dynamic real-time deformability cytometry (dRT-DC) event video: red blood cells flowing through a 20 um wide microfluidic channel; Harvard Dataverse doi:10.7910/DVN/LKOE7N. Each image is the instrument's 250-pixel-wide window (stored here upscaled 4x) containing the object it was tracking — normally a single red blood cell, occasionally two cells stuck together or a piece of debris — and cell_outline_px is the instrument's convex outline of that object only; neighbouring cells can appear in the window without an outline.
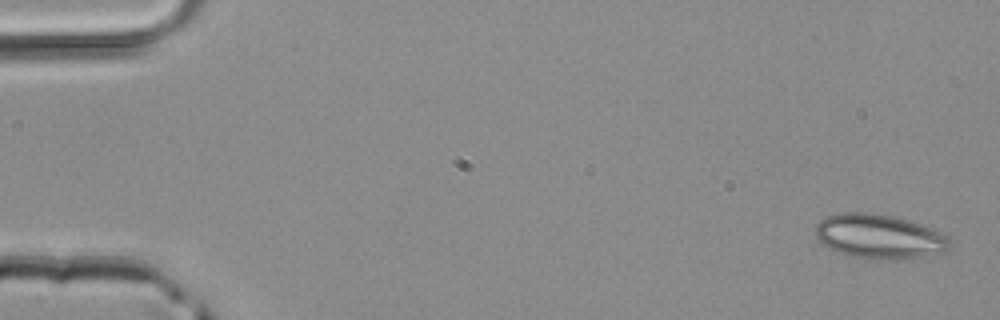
{"species": "common noctule bat (a hibernating species)", "species_latin": "Nyctalus noctula", "temperature_condition": "room temperature", "stored_images_in_passage": 4, "camera_frame_rate_fps": 3000, "um_per_image_px": 0.085, "animal": {"sex": "male", "body_mass_g": 20.4}, "frame": {"image": 1, "passage_image": 1, "time_ms": 0.0, "image_size_px": [1000, 320], "cell_outline_px": [[948, 248], [944, 252], [924, 256], [868, 260], [852, 256], [828, 248], [820, 244], [816, 236], [816, 224], [820, 220], [828, 216], [844, 212], [868, 212], [892, 216], [908, 220], [932, 228], [948, 236]], "centroid_in_image_um": [74.69, 20.09], "position_along_channel_um": 10.3, "area_um2": 34.51}}